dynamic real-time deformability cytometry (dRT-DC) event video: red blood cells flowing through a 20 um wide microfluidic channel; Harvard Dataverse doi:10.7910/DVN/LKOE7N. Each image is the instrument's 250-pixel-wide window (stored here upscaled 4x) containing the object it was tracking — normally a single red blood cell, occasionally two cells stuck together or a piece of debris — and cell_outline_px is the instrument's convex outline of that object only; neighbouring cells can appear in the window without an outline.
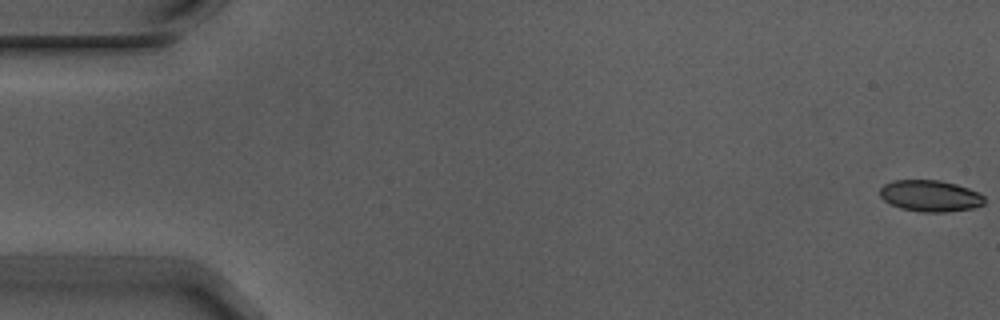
{"species": "Egyptian fruit bat (a non-hibernating species)", "species_latin": "Rousettus aegyptiacus", "temperature_condition": "warm", "stored_images_in_passage": 7, "camera_frame_rate_fps": 3000, "um_per_image_px": 0.085, "animal": {"sex": "male"}, "frame": {"image": 1, "passage_image": 1, "time_ms": 0.0, "image_size_px": [1000, 320], "cell_outline_px": [[984, 204], [972, 208], [944, 212], [920, 212], [900, 208], [884, 200], [880, 196], [880, 188], [884, 184], [892, 180], [940, 180], [956, 184], [968, 188], [984, 196]], "centroid_in_image_um": [79.04, 16.64], "position_along_channel_um": 6.0, "area_um2": 19.07}}